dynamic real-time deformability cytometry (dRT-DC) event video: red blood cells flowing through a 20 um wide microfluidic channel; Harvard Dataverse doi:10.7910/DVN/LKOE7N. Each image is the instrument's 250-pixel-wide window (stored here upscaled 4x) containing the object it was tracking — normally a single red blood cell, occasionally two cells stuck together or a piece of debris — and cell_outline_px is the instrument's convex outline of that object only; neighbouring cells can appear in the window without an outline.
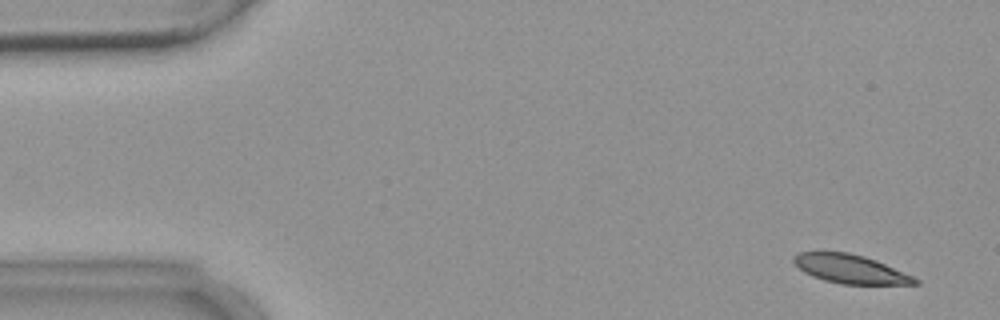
{"species": "common noctule bat (a hibernating species)", "species_latin": "Nyctalus noctula", "temperature_condition": "warm", "stored_images_in_passage": 4, "camera_frame_rate_fps": 3000, "um_per_image_px": 0.085, "animal": {"sex": "female", "body_mass_g": 18.4}, "frame": {"image": 1, "passage_image": 1, "time_ms": 0.0, "image_size_px": [1000, 320], "cell_outline_px": [[920, 284], [840, 284], [824, 280], [812, 276], [804, 272], [792, 260], [792, 256], [800, 252], [848, 252], [864, 256], [876, 260], [912, 276], [920, 280]], "centroid_in_image_um": [72.27, 22.86], "position_along_channel_um": 12.7, "area_um2": 20.17}}